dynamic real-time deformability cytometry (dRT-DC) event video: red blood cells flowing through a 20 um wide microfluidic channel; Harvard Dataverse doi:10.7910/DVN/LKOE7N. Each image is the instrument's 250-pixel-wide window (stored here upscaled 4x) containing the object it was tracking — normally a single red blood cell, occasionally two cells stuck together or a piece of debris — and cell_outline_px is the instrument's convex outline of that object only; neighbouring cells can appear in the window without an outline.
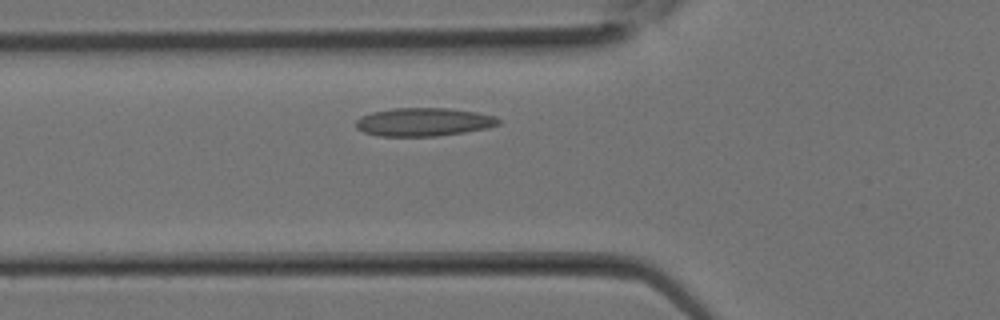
{"species": "Egyptian fruit bat (a non-hibernating species)", "species_latin": "Rousettus aegyptiacus", "temperature_condition": "room temperature", "stored_images_in_passage": 8, "camera_frame_rate_fps": 3000, "um_per_image_px": 0.085, "animal": {"sex": "female"}, "frame": {"image": 1, "passage_image": 2, "time_ms": 0.333, "image_size_px": [1000, 320], "cell_outline_px": [[500, 124], [484, 128], [464, 132], [436, 136], [380, 136], [364, 132], [356, 128], [356, 120], [360, 116], [372, 112], [392, 108], [448, 108], [476, 112], [496, 116], [500, 120]], "centroid_in_image_um": [35.99, 10.36], "position_along_channel_um": 89.8, "area_um2": 23.47}}
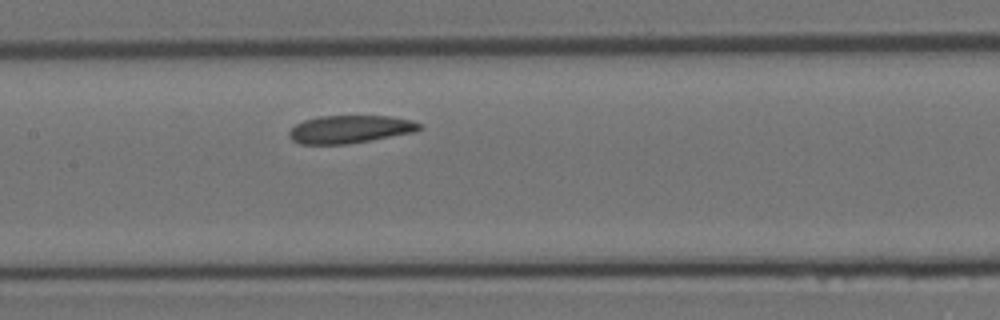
{"frame": {"image": 2, "passage_image": 6, "time_ms": 1.667, "image_size_px": [1000, 320], "cell_outline_px": [[424, 128], [416, 132], [348, 144], [300, 144], [292, 140], [288, 136], [288, 132], [296, 124], [304, 120], [320, 116], [388, 116], [412, 120], [420, 124]], "centroid_in_image_um": [29.76, 10.99], "position_along_channel_um": 177.6, "area_um2": 21.21}}
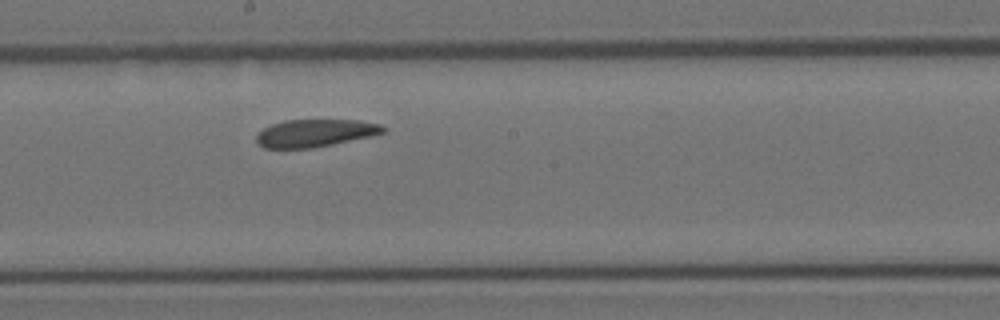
{"frame": {"image": 3, "passage_image": 8, "time_ms": 2.333, "image_size_px": [1000, 320], "cell_outline_px": [[388, 128], [384, 132], [372, 136], [312, 148], [264, 148], [256, 140], [256, 136], [264, 128], [272, 124], [284, 120], [360, 120], [380, 124]], "centroid_in_image_um": [26.82, 11.3], "position_along_channel_um": 221.4, "area_um2": 20.29}}